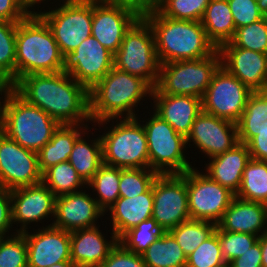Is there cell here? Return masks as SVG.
Returning <instances> with one entry per match:
<instances>
[{
	"label": "cell",
	"instance_id": "1",
	"mask_svg": "<svg viewBox=\"0 0 267 267\" xmlns=\"http://www.w3.org/2000/svg\"><path fill=\"white\" fill-rule=\"evenodd\" d=\"M11 88L27 103L39 107L60 124L92 122L89 90L65 71L25 75Z\"/></svg>",
	"mask_w": 267,
	"mask_h": 267
},
{
	"label": "cell",
	"instance_id": "2",
	"mask_svg": "<svg viewBox=\"0 0 267 267\" xmlns=\"http://www.w3.org/2000/svg\"><path fill=\"white\" fill-rule=\"evenodd\" d=\"M152 90L144 79L113 67L89 90V114L92 123L113 118L137 117L136 107L145 105L141 103L151 99Z\"/></svg>",
	"mask_w": 267,
	"mask_h": 267
},
{
	"label": "cell",
	"instance_id": "3",
	"mask_svg": "<svg viewBox=\"0 0 267 267\" xmlns=\"http://www.w3.org/2000/svg\"><path fill=\"white\" fill-rule=\"evenodd\" d=\"M60 125L39 107L27 103L11 87L2 88L0 131L20 146L37 153Z\"/></svg>",
	"mask_w": 267,
	"mask_h": 267
},
{
	"label": "cell",
	"instance_id": "4",
	"mask_svg": "<svg viewBox=\"0 0 267 267\" xmlns=\"http://www.w3.org/2000/svg\"><path fill=\"white\" fill-rule=\"evenodd\" d=\"M144 18L153 30L161 64L207 58L217 50L208 40L201 21L168 18L158 10Z\"/></svg>",
	"mask_w": 267,
	"mask_h": 267
},
{
	"label": "cell",
	"instance_id": "5",
	"mask_svg": "<svg viewBox=\"0 0 267 267\" xmlns=\"http://www.w3.org/2000/svg\"><path fill=\"white\" fill-rule=\"evenodd\" d=\"M62 71L64 56L52 31L37 13H30L17 24L15 83L25 75Z\"/></svg>",
	"mask_w": 267,
	"mask_h": 267
},
{
	"label": "cell",
	"instance_id": "6",
	"mask_svg": "<svg viewBox=\"0 0 267 267\" xmlns=\"http://www.w3.org/2000/svg\"><path fill=\"white\" fill-rule=\"evenodd\" d=\"M140 118L137 115L134 118H113L94 123L95 126L98 124L99 130L102 126L107 127H103L107 131L100 134L103 164L121 169L149 168L147 137ZM110 121L112 125L108 127Z\"/></svg>",
	"mask_w": 267,
	"mask_h": 267
},
{
	"label": "cell",
	"instance_id": "7",
	"mask_svg": "<svg viewBox=\"0 0 267 267\" xmlns=\"http://www.w3.org/2000/svg\"><path fill=\"white\" fill-rule=\"evenodd\" d=\"M160 65L153 30L144 17H139L126 31L114 54V67L144 79L155 88Z\"/></svg>",
	"mask_w": 267,
	"mask_h": 267
},
{
	"label": "cell",
	"instance_id": "8",
	"mask_svg": "<svg viewBox=\"0 0 267 267\" xmlns=\"http://www.w3.org/2000/svg\"><path fill=\"white\" fill-rule=\"evenodd\" d=\"M151 114L150 118L140 120L147 137L149 168L158 174H183L193 168L190 164L193 162L185 153L188 149L186 137L154 111Z\"/></svg>",
	"mask_w": 267,
	"mask_h": 267
},
{
	"label": "cell",
	"instance_id": "9",
	"mask_svg": "<svg viewBox=\"0 0 267 267\" xmlns=\"http://www.w3.org/2000/svg\"><path fill=\"white\" fill-rule=\"evenodd\" d=\"M220 66L218 49L207 58L161 64L158 83L152 94L191 95L202 99Z\"/></svg>",
	"mask_w": 267,
	"mask_h": 267
},
{
	"label": "cell",
	"instance_id": "10",
	"mask_svg": "<svg viewBox=\"0 0 267 267\" xmlns=\"http://www.w3.org/2000/svg\"><path fill=\"white\" fill-rule=\"evenodd\" d=\"M56 4H51L55 7H49V10H39L36 13L49 26L65 57L91 36L92 0H71L61 5Z\"/></svg>",
	"mask_w": 267,
	"mask_h": 267
},
{
	"label": "cell",
	"instance_id": "11",
	"mask_svg": "<svg viewBox=\"0 0 267 267\" xmlns=\"http://www.w3.org/2000/svg\"><path fill=\"white\" fill-rule=\"evenodd\" d=\"M184 179L191 219L210 221L217 225L235 194L196 167L187 170Z\"/></svg>",
	"mask_w": 267,
	"mask_h": 267
},
{
	"label": "cell",
	"instance_id": "12",
	"mask_svg": "<svg viewBox=\"0 0 267 267\" xmlns=\"http://www.w3.org/2000/svg\"><path fill=\"white\" fill-rule=\"evenodd\" d=\"M252 93L239 79L220 66L202 97V111L237 123Z\"/></svg>",
	"mask_w": 267,
	"mask_h": 267
},
{
	"label": "cell",
	"instance_id": "13",
	"mask_svg": "<svg viewBox=\"0 0 267 267\" xmlns=\"http://www.w3.org/2000/svg\"><path fill=\"white\" fill-rule=\"evenodd\" d=\"M154 218L163 231L191 219L183 174H158L153 184Z\"/></svg>",
	"mask_w": 267,
	"mask_h": 267
},
{
	"label": "cell",
	"instance_id": "14",
	"mask_svg": "<svg viewBox=\"0 0 267 267\" xmlns=\"http://www.w3.org/2000/svg\"><path fill=\"white\" fill-rule=\"evenodd\" d=\"M39 183H42V173L38 154L0 131V188L13 190Z\"/></svg>",
	"mask_w": 267,
	"mask_h": 267
},
{
	"label": "cell",
	"instance_id": "15",
	"mask_svg": "<svg viewBox=\"0 0 267 267\" xmlns=\"http://www.w3.org/2000/svg\"><path fill=\"white\" fill-rule=\"evenodd\" d=\"M114 67V54L92 35L64 57V71L90 90Z\"/></svg>",
	"mask_w": 267,
	"mask_h": 267
},
{
	"label": "cell",
	"instance_id": "16",
	"mask_svg": "<svg viewBox=\"0 0 267 267\" xmlns=\"http://www.w3.org/2000/svg\"><path fill=\"white\" fill-rule=\"evenodd\" d=\"M12 224L17 232L31 228V223L54 219L56 196L43 183L10 190ZM52 217V218H51ZM29 225V226H28ZM29 227V228H28Z\"/></svg>",
	"mask_w": 267,
	"mask_h": 267
},
{
	"label": "cell",
	"instance_id": "17",
	"mask_svg": "<svg viewBox=\"0 0 267 267\" xmlns=\"http://www.w3.org/2000/svg\"><path fill=\"white\" fill-rule=\"evenodd\" d=\"M187 145L197 147L205 154V158H212L232 149L238 141L237 124L201 112L191 127L186 137ZM191 142L193 145H191Z\"/></svg>",
	"mask_w": 267,
	"mask_h": 267
},
{
	"label": "cell",
	"instance_id": "18",
	"mask_svg": "<svg viewBox=\"0 0 267 267\" xmlns=\"http://www.w3.org/2000/svg\"><path fill=\"white\" fill-rule=\"evenodd\" d=\"M138 18L139 16L128 8L104 0H92L91 35L115 54L126 31Z\"/></svg>",
	"mask_w": 267,
	"mask_h": 267
},
{
	"label": "cell",
	"instance_id": "19",
	"mask_svg": "<svg viewBox=\"0 0 267 267\" xmlns=\"http://www.w3.org/2000/svg\"><path fill=\"white\" fill-rule=\"evenodd\" d=\"M45 226L32 229L31 233L22 232L28 249V267H49L71 261L70 232L47 223Z\"/></svg>",
	"mask_w": 267,
	"mask_h": 267
},
{
	"label": "cell",
	"instance_id": "20",
	"mask_svg": "<svg viewBox=\"0 0 267 267\" xmlns=\"http://www.w3.org/2000/svg\"><path fill=\"white\" fill-rule=\"evenodd\" d=\"M221 66L252 92L267 91V54L235 47L231 42L219 49Z\"/></svg>",
	"mask_w": 267,
	"mask_h": 267
},
{
	"label": "cell",
	"instance_id": "21",
	"mask_svg": "<svg viewBox=\"0 0 267 267\" xmlns=\"http://www.w3.org/2000/svg\"><path fill=\"white\" fill-rule=\"evenodd\" d=\"M86 192L82 189L56 197L55 215L50 224L68 232L99 225L98 221L104 218L105 212L92 194Z\"/></svg>",
	"mask_w": 267,
	"mask_h": 267
},
{
	"label": "cell",
	"instance_id": "22",
	"mask_svg": "<svg viewBox=\"0 0 267 267\" xmlns=\"http://www.w3.org/2000/svg\"><path fill=\"white\" fill-rule=\"evenodd\" d=\"M99 227L96 225L70 232L71 261L77 267H100L118 243L113 231L109 240Z\"/></svg>",
	"mask_w": 267,
	"mask_h": 267
},
{
	"label": "cell",
	"instance_id": "23",
	"mask_svg": "<svg viewBox=\"0 0 267 267\" xmlns=\"http://www.w3.org/2000/svg\"><path fill=\"white\" fill-rule=\"evenodd\" d=\"M151 100L153 111L185 137L202 112V99L191 95L152 94Z\"/></svg>",
	"mask_w": 267,
	"mask_h": 267
},
{
	"label": "cell",
	"instance_id": "24",
	"mask_svg": "<svg viewBox=\"0 0 267 267\" xmlns=\"http://www.w3.org/2000/svg\"><path fill=\"white\" fill-rule=\"evenodd\" d=\"M217 226L223 231L261 236L267 233V205L235 196Z\"/></svg>",
	"mask_w": 267,
	"mask_h": 267
},
{
	"label": "cell",
	"instance_id": "25",
	"mask_svg": "<svg viewBox=\"0 0 267 267\" xmlns=\"http://www.w3.org/2000/svg\"><path fill=\"white\" fill-rule=\"evenodd\" d=\"M153 186L145 193L135 197H119L106 211L110 220L111 230L119 239L129 229L137 226L144 220L152 218L153 213Z\"/></svg>",
	"mask_w": 267,
	"mask_h": 267
},
{
	"label": "cell",
	"instance_id": "26",
	"mask_svg": "<svg viewBox=\"0 0 267 267\" xmlns=\"http://www.w3.org/2000/svg\"><path fill=\"white\" fill-rule=\"evenodd\" d=\"M251 159L247 144L238 143L223 154L207 160L205 174L212 180L228 188L235 195L239 191L243 170Z\"/></svg>",
	"mask_w": 267,
	"mask_h": 267
},
{
	"label": "cell",
	"instance_id": "27",
	"mask_svg": "<svg viewBox=\"0 0 267 267\" xmlns=\"http://www.w3.org/2000/svg\"><path fill=\"white\" fill-rule=\"evenodd\" d=\"M88 124H61L51 140L38 152L40 172L58 163L68 161L75 140L87 129Z\"/></svg>",
	"mask_w": 267,
	"mask_h": 267
},
{
	"label": "cell",
	"instance_id": "28",
	"mask_svg": "<svg viewBox=\"0 0 267 267\" xmlns=\"http://www.w3.org/2000/svg\"><path fill=\"white\" fill-rule=\"evenodd\" d=\"M208 40L219 49L234 37L236 27L227 0H210L201 19Z\"/></svg>",
	"mask_w": 267,
	"mask_h": 267
},
{
	"label": "cell",
	"instance_id": "29",
	"mask_svg": "<svg viewBox=\"0 0 267 267\" xmlns=\"http://www.w3.org/2000/svg\"><path fill=\"white\" fill-rule=\"evenodd\" d=\"M92 127L89 126L76 140L68 161L75 168L77 174L87 184L103 165L102 142L100 135L90 138L88 132ZM89 129V130H88ZM85 134L88 136L86 140ZM84 137V138H83ZM88 142V143H87ZM90 142V143H89Z\"/></svg>",
	"mask_w": 267,
	"mask_h": 267
},
{
	"label": "cell",
	"instance_id": "30",
	"mask_svg": "<svg viewBox=\"0 0 267 267\" xmlns=\"http://www.w3.org/2000/svg\"><path fill=\"white\" fill-rule=\"evenodd\" d=\"M238 141L247 144L257 132H267V91L253 92L236 123Z\"/></svg>",
	"mask_w": 267,
	"mask_h": 267
},
{
	"label": "cell",
	"instance_id": "31",
	"mask_svg": "<svg viewBox=\"0 0 267 267\" xmlns=\"http://www.w3.org/2000/svg\"><path fill=\"white\" fill-rule=\"evenodd\" d=\"M146 267H186L187 256L169 231H164L142 254Z\"/></svg>",
	"mask_w": 267,
	"mask_h": 267
},
{
	"label": "cell",
	"instance_id": "32",
	"mask_svg": "<svg viewBox=\"0 0 267 267\" xmlns=\"http://www.w3.org/2000/svg\"><path fill=\"white\" fill-rule=\"evenodd\" d=\"M235 196L267 205V161L251 158L247 162L239 191Z\"/></svg>",
	"mask_w": 267,
	"mask_h": 267
},
{
	"label": "cell",
	"instance_id": "33",
	"mask_svg": "<svg viewBox=\"0 0 267 267\" xmlns=\"http://www.w3.org/2000/svg\"><path fill=\"white\" fill-rule=\"evenodd\" d=\"M42 183L58 197L87 188L69 161L51 166L42 173Z\"/></svg>",
	"mask_w": 267,
	"mask_h": 267
},
{
	"label": "cell",
	"instance_id": "34",
	"mask_svg": "<svg viewBox=\"0 0 267 267\" xmlns=\"http://www.w3.org/2000/svg\"><path fill=\"white\" fill-rule=\"evenodd\" d=\"M119 181L120 168L103 164L87 183V190H93L92 195L104 212L120 197Z\"/></svg>",
	"mask_w": 267,
	"mask_h": 267
},
{
	"label": "cell",
	"instance_id": "35",
	"mask_svg": "<svg viewBox=\"0 0 267 267\" xmlns=\"http://www.w3.org/2000/svg\"><path fill=\"white\" fill-rule=\"evenodd\" d=\"M18 22L0 20V84H15L16 31Z\"/></svg>",
	"mask_w": 267,
	"mask_h": 267
},
{
	"label": "cell",
	"instance_id": "36",
	"mask_svg": "<svg viewBox=\"0 0 267 267\" xmlns=\"http://www.w3.org/2000/svg\"><path fill=\"white\" fill-rule=\"evenodd\" d=\"M216 224L210 221L189 219L169 230L186 256H189L203 241L211 236Z\"/></svg>",
	"mask_w": 267,
	"mask_h": 267
},
{
	"label": "cell",
	"instance_id": "37",
	"mask_svg": "<svg viewBox=\"0 0 267 267\" xmlns=\"http://www.w3.org/2000/svg\"><path fill=\"white\" fill-rule=\"evenodd\" d=\"M163 232L157 221L150 218L129 229L118 239V242L127 250L142 255Z\"/></svg>",
	"mask_w": 267,
	"mask_h": 267
},
{
	"label": "cell",
	"instance_id": "38",
	"mask_svg": "<svg viewBox=\"0 0 267 267\" xmlns=\"http://www.w3.org/2000/svg\"><path fill=\"white\" fill-rule=\"evenodd\" d=\"M158 176L150 168H120L119 195L131 198L147 192Z\"/></svg>",
	"mask_w": 267,
	"mask_h": 267
},
{
	"label": "cell",
	"instance_id": "39",
	"mask_svg": "<svg viewBox=\"0 0 267 267\" xmlns=\"http://www.w3.org/2000/svg\"><path fill=\"white\" fill-rule=\"evenodd\" d=\"M230 42L235 47L267 54V16L247 26L236 28Z\"/></svg>",
	"mask_w": 267,
	"mask_h": 267
},
{
	"label": "cell",
	"instance_id": "40",
	"mask_svg": "<svg viewBox=\"0 0 267 267\" xmlns=\"http://www.w3.org/2000/svg\"><path fill=\"white\" fill-rule=\"evenodd\" d=\"M210 0H162L158 11L168 18L201 21Z\"/></svg>",
	"mask_w": 267,
	"mask_h": 267
},
{
	"label": "cell",
	"instance_id": "41",
	"mask_svg": "<svg viewBox=\"0 0 267 267\" xmlns=\"http://www.w3.org/2000/svg\"><path fill=\"white\" fill-rule=\"evenodd\" d=\"M225 264L216 226L215 232L187 256L186 267H221Z\"/></svg>",
	"mask_w": 267,
	"mask_h": 267
},
{
	"label": "cell",
	"instance_id": "42",
	"mask_svg": "<svg viewBox=\"0 0 267 267\" xmlns=\"http://www.w3.org/2000/svg\"><path fill=\"white\" fill-rule=\"evenodd\" d=\"M0 267H28V249L23 233L0 237Z\"/></svg>",
	"mask_w": 267,
	"mask_h": 267
},
{
	"label": "cell",
	"instance_id": "43",
	"mask_svg": "<svg viewBox=\"0 0 267 267\" xmlns=\"http://www.w3.org/2000/svg\"><path fill=\"white\" fill-rule=\"evenodd\" d=\"M218 238L222 256L225 262L229 264L258 242L259 236L249 233L223 231L218 227Z\"/></svg>",
	"mask_w": 267,
	"mask_h": 267
},
{
	"label": "cell",
	"instance_id": "44",
	"mask_svg": "<svg viewBox=\"0 0 267 267\" xmlns=\"http://www.w3.org/2000/svg\"><path fill=\"white\" fill-rule=\"evenodd\" d=\"M236 28L247 26L264 17L259 11L257 0H227Z\"/></svg>",
	"mask_w": 267,
	"mask_h": 267
},
{
	"label": "cell",
	"instance_id": "45",
	"mask_svg": "<svg viewBox=\"0 0 267 267\" xmlns=\"http://www.w3.org/2000/svg\"><path fill=\"white\" fill-rule=\"evenodd\" d=\"M100 267H146L142 255L127 250L118 242Z\"/></svg>",
	"mask_w": 267,
	"mask_h": 267
},
{
	"label": "cell",
	"instance_id": "46",
	"mask_svg": "<svg viewBox=\"0 0 267 267\" xmlns=\"http://www.w3.org/2000/svg\"><path fill=\"white\" fill-rule=\"evenodd\" d=\"M30 13L23 0H0V20L20 22Z\"/></svg>",
	"mask_w": 267,
	"mask_h": 267
},
{
	"label": "cell",
	"instance_id": "47",
	"mask_svg": "<svg viewBox=\"0 0 267 267\" xmlns=\"http://www.w3.org/2000/svg\"><path fill=\"white\" fill-rule=\"evenodd\" d=\"M12 224L11 192L10 190L0 188V237L17 233L16 230H12ZM9 232L12 234H8Z\"/></svg>",
	"mask_w": 267,
	"mask_h": 267
},
{
	"label": "cell",
	"instance_id": "48",
	"mask_svg": "<svg viewBox=\"0 0 267 267\" xmlns=\"http://www.w3.org/2000/svg\"><path fill=\"white\" fill-rule=\"evenodd\" d=\"M107 3L120 5L135 12L139 17L157 11L162 0H104Z\"/></svg>",
	"mask_w": 267,
	"mask_h": 267
},
{
	"label": "cell",
	"instance_id": "49",
	"mask_svg": "<svg viewBox=\"0 0 267 267\" xmlns=\"http://www.w3.org/2000/svg\"><path fill=\"white\" fill-rule=\"evenodd\" d=\"M229 267H262L260 243L256 242L243 255L232 260Z\"/></svg>",
	"mask_w": 267,
	"mask_h": 267
},
{
	"label": "cell",
	"instance_id": "50",
	"mask_svg": "<svg viewBox=\"0 0 267 267\" xmlns=\"http://www.w3.org/2000/svg\"><path fill=\"white\" fill-rule=\"evenodd\" d=\"M247 146L252 159L267 161V132H257Z\"/></svg>",
	"mask_w": 267,
	"mask_h": 267
},
{
	"label": "cell",
	"instance_id": "51",
	"mask_svg": "<svg viewBox=\"0 0 267 267\" xmlns=\"http://www.w3.org/2000/svg\"><path fill=\"white\" fill-rule=\"evenodd\" d=\"M45 1H46V0H23V2H24V4H25L26 8H27L31 13H36L34 7L38 9L37 11H39V7H40L39 5H41V3L44 4V5H46ZM48 1L50 2V1H52V0H47V1H46L47 4H49ZM54 1L56 2V0H53V2H50V4H51V3L54 4V3H55ZM58 1H59V0H57V2H58ZM68 1H71V0H60V1H59V2H60L59 4H61V2H62V3H65V2H68ZM37 6H38V7H37ZM33 10H34V11H33Z\"/></svg>",
	"mask_w": 267,
	"mask_h": 267
},
{
	"label": "cell",
	"instance_id": "52",
	"mask_svg": "<svg viewBox=\"0 0 267 267\" xmlns=\"http://www.w3.org/2000/svg\"><path fill=\"white\" fill-rule=\"evenodd\" d=\"M258 242L261 248L262 267H267V233L259 236Z\"/></svg>",
	"mask_w": 267,
	"mask_h": 267
},
{
	"label": "cell",
	"instance_id": "53",
	"mask_svg": "<svg viewBox=\"0 0 267 267\" xmlns=\"http://www.w3.org/2000/svg\"><path fill=\"white\" fill-rule=\"evenodd\" d=\"M257 5L259 11L264 15L267 16V0H257Z\"/></svg>",
	"mask_w": 267,
	"mask_h": 267
},
{
	"label": "cell",
	"instance_id": "54",
	"mask_svg": "<svg viewBox=\"0 0 267 267\" xmlns=\"http://www.w3.org/2000/svg\"><path fill=\"white\" fill-rule=\"evenodd\" d=\"M49 267H77V266L72 261H64L53 264L52 266Z\"/></svg>",
	"mask_w": 267,
	"mask_h": 267
},
{
	"label": "cell",
	"instance_id": "55",
	"mask_svg": "<svg viewBox=\"0 0 267 267\" xmlns=\"http://www.w3.org/2000/svg\"><path fill=\"white\" fill-rule=\"evenodd\" d=\"M221 267H229V265L226 263L225 265L221 266Z\"/></svg>",
	"mask_w": 267,
	"mask_h": 267
}]
</instances>
